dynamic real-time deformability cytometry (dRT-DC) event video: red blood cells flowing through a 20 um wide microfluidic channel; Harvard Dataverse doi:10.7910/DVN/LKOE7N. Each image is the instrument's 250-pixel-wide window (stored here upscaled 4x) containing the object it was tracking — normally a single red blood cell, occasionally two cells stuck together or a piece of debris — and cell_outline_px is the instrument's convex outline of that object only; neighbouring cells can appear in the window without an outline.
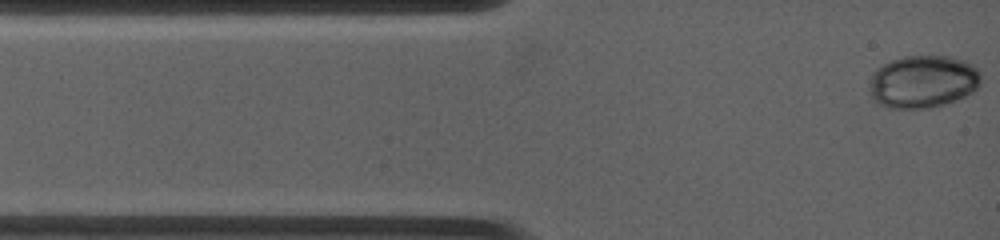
{"species": "common noctule bat (a hibernating species)", "species_latin": "Nyctalus noctula", "temperature_condition": "warm", "stored_images_in_passage": 21, "camera_frame_rate_fps": 4500, "um_per_image_px": 0.085, "animal": {"sex": "female", "body_mass_g": 19.0, "forearm_length_mm": 53.3}, "frame": {"image": 1, "passage_image": 1, "time_ms": 0.0, "image_size_px": [1000, 240], "cell_outline_px": [[980, 84], [972, 92], [956, 100], [944, 104], [928, 108], [888, 108], [872, 100], [868, 92], [868, 88], [872, 76], [876, 68], [892, 60], [904, 56], [952, 56], [964, 60], [972, 64], [980, 72]], "centroid_in_image_um": [78.43, 6.94], "position_along_channel_um": 6.6, "area_um2": 34.45}}
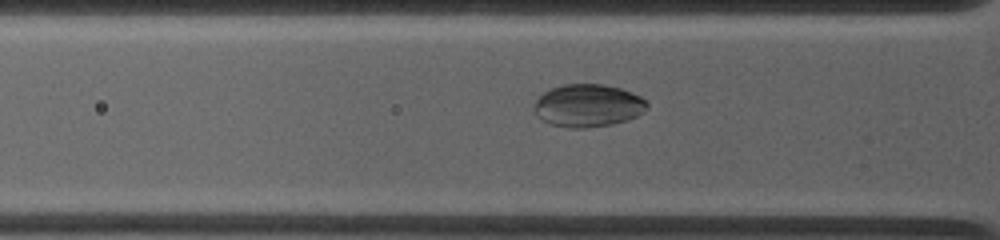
{"frame": {"image": 2, "passage_image": 17, "time_ms": 2.889, "image_size_px": [1000, 240], "cell_outline_px": [[648, 108], [644, 112], [628, 120], [612, 124], [584, 128], [568, 128], [552, 124], [536, 116], [532, 112], [532, 108], [536, 100], [544, 92], [552, 88], [564, 84], [604, 84], [620, 88], [632, 92], [640, 96], [648, 104]], "centroid_in_image_um": [49.97, 8.97], "position_along_channel_um": 75.8, "area_um2": 28.26}}